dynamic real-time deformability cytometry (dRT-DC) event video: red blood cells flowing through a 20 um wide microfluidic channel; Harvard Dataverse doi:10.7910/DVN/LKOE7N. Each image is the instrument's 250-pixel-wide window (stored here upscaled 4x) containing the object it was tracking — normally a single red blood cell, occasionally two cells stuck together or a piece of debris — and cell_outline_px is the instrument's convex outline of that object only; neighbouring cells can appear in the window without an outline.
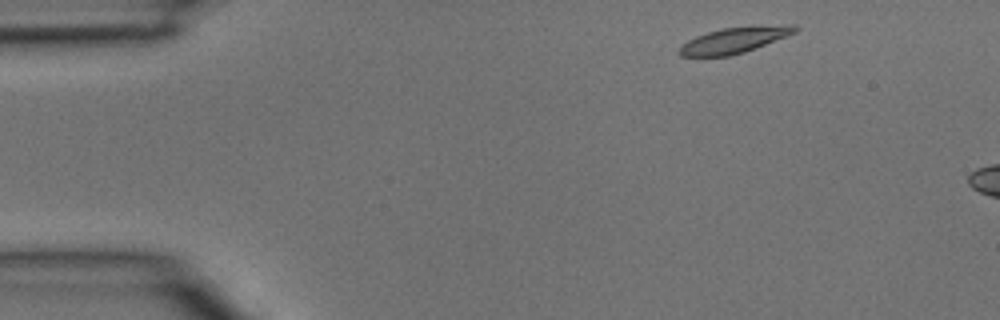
{"species": "common noctule bat (a hibernating species)", "species_latin": "Nyctalus noctula", "temperature_condition": "room temperature", "stored_images_in_passage": 3, "camera_frame_rate_fps": 3000, "um_per_image_px": 0.085, "animal": {"sex": "male", "body_mass_g": 15.6}, "frame": {"image": 1, "passage_image": 1, "time_ms": 0.0, "image_size_px": [1000, 320], "cell_outline_px": [[800, 28], [796, 32], [744, 52], [728, 56], [680, 56], [676, 52], [680, 44], [696, 36], [708, 32], [724, 28], [788, 24], [796, 24]], "centroid_in_image_um": [62.39, 3.41], "position_along_channel_um": 22.6, "area_um2": 17.28}}